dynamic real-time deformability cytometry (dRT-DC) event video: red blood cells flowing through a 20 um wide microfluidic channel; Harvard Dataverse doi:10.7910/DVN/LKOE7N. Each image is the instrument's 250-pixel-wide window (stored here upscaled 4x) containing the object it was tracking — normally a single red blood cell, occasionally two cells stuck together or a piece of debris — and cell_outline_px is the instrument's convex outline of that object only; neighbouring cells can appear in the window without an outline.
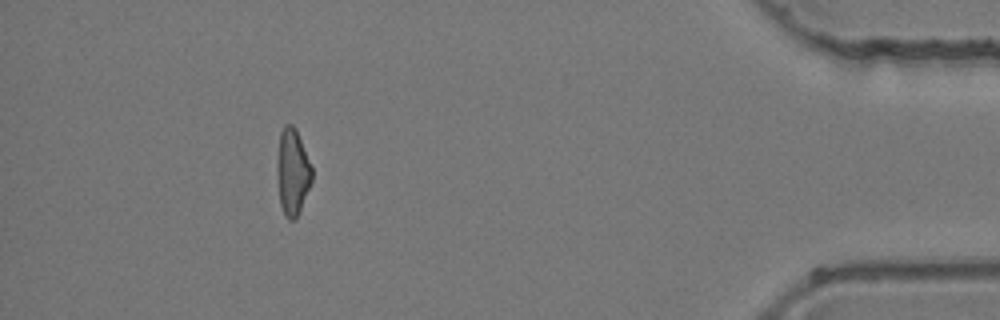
{"species": "common noctule bat (a hibernating species)", "species_latin": "Nyctalus noctula", "temperature_condition": "room temperature", "stored_images_in_passage": 47, "camera_frame_rate_fps": 3000, "um_per_image_px": 0.085, "animal": {"sex": "female", "body_mass_g": 24.6, "forearm_length_mm": 56.2}, "frame": {"image": 1, "passage_image": 43, "time_ms": 14.0, "image_size_px": [1000, 320], "cell_outline_px": [[312, 180], [300, 212], [296, 220], [288, 220], [284, 216], [280, 204], [276, 176], [276, 164], [280, 132], [284, 124], [292, 124], [296, 128], [312, 168]], "centroid_in_image_um": [24.84, 14.64], "position_along_channel_um": 410.4, "area_um2": 17.92}}